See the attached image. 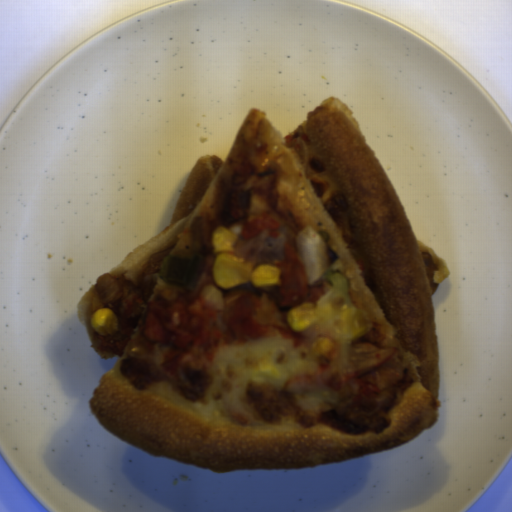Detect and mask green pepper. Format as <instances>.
<instances>
[{"mask_svg": "<svg viewBox=\"0 0 512 512\" xmlns=\"http://www.w3.org/2000/svg\"><path fill=\"white\" fill-rule=\"evenodd\" d=\"M205 266L202 256L178 258L166 256L159 266V279L169 286L195 292Z\"/></svg>", "mask_w": 512, "mask_h": 512, "instance_id": "green-pepper-1", "label": "green pepper"}, {"mask_svg": "<svg viewBox=\"0 0 512 512\" xmlns=\"http://www.w3.org/2000/svg\"><path fill=\"white\" fill-rule=\"evenodd\" d=\"M322 282H328L330 288L320 299L329 301L331 307L347 308L353 304L341 259L336 260L329 271H324L319 284Z\"/></svg>", "mask_w": 512, "mask_h": 512, "instance_id": "green-pepper-2", "label": "green pepper"}]
</instances>
